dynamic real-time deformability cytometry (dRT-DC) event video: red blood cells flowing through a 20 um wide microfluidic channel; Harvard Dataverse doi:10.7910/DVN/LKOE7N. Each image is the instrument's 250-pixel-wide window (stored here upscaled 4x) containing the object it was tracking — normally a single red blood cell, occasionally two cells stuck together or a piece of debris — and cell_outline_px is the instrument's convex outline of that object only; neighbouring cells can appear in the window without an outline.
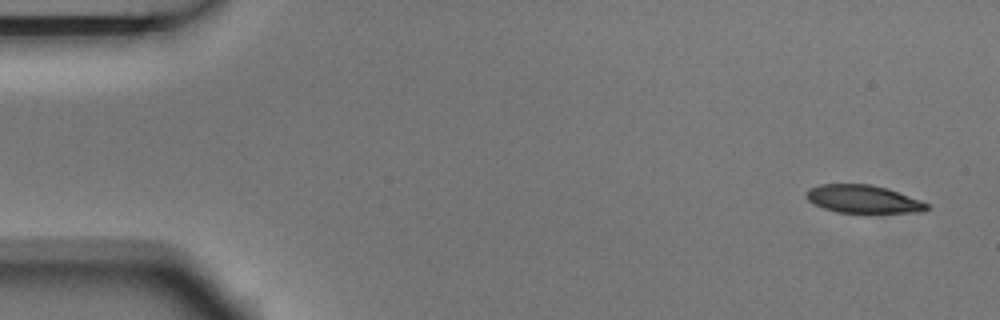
{"species": "Egyptian fruit bat (a non-hibernating species)", "species_latin": "Rousettus aegyptiacus", "temperature_condition": "room temperature", "stored_images_in_passage": 5, "camera_frame_rate_fps": 3000, "um_per_image_px": 0.085, "animal": {"sex": "male"}, "frame": {"image": 1, "passage_image": 1, "time_ms": 0.0, "image_size_px": [1000, 320], "cell_outline_px": [[928, 208], [924, 212], [836, 212], [812, 204], [804, 196], [804, 192], [808, 188], [820, 184], [872, 184], [888, 188], [920, 200], [928, 204]], "centroid_in_image_um": [73.3, 16.91], "position_along_channel_um": 11.7, "area_um2": 19.71}}